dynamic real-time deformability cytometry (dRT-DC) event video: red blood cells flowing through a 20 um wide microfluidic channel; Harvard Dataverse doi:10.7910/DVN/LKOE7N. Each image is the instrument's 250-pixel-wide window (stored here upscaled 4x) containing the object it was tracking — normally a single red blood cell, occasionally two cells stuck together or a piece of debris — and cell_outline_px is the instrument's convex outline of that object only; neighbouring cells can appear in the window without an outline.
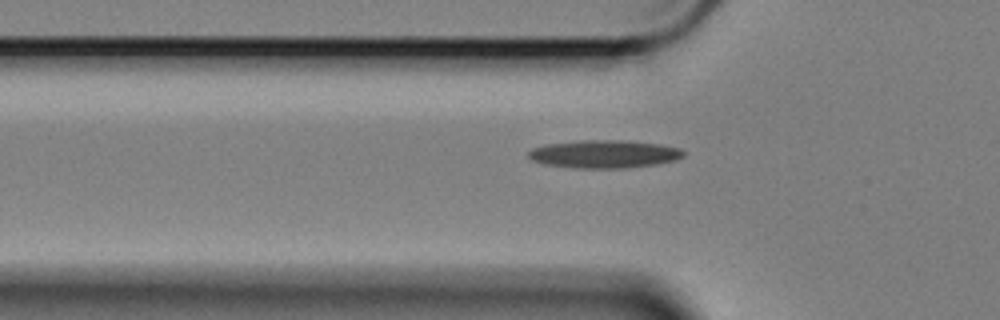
{"species": "Egyptian fruit bat (a non-hibernating species)", "species_latin": "Rousettus aegyptiacus", "temperature_condition": "cold", "stored_images_in_passage": 42, "camera_frame_rate_fps": 3000, "um_per_image_px": 0.085, "animal": {"sex": "female"}, "frame": {"image": 1, "passage_image": 2, "time_ms": 0.333, "image_size_px": [1000, 320], "cell_outline_px": [[684, 156], [676, 160], [656, 164], [624, 168], [572, 168], [544, 164], [532, 160], [528, 156], [528, 152], [532, 148], [544, 144], [584, 140], [620, 140], [660, 144], [680, 148], [684, 152]], "centroid_in_image_um": [51.34, 13.09], "position_along_channel_um": 74.5, "area_um2": 25.32}}
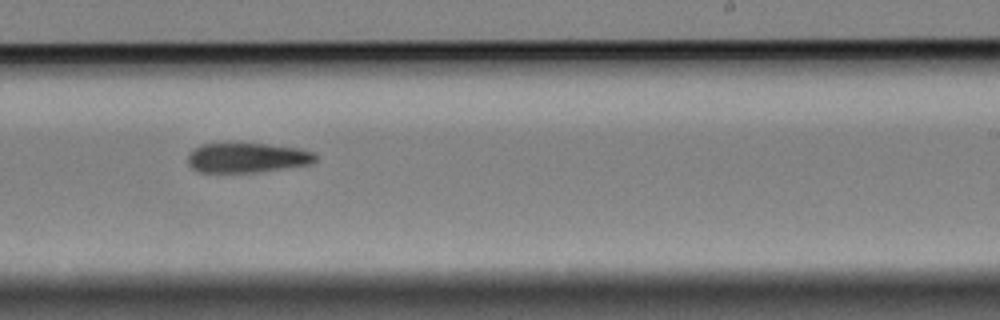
{"frame": {"image": 2, "passage_image": 19, "time_ms": 6.0, "image_size_px": [1000, 320], "cell_outline_px": [[316, 160], [312, 164], [256, 172], [200, 172], [192, 168], [188, 164], [188, 156], [192, 148], [200, 144], [264, 144], [296, 148], [312, 152], [316, 156]], "centroid_in_image_um": [20.97, 13.41], "position_along_channel_um": 268.0, "area_um2": 21.91}}
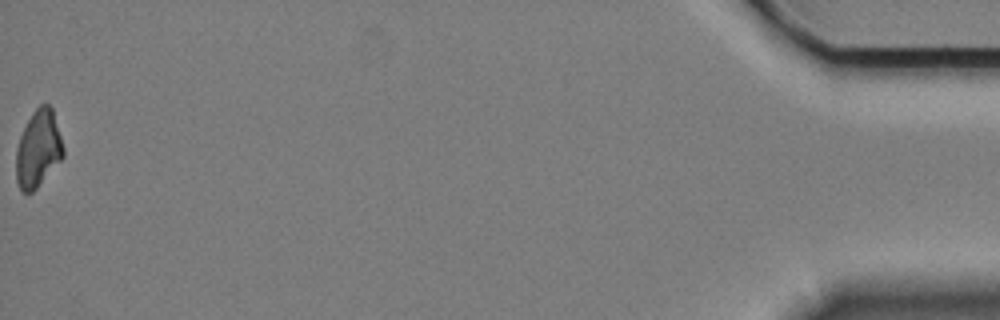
{"frame": {"image": 3, "passage_image": 42, "time_ms": 13.667, "image_size_px": [1000, 320], "cell_outline_px": [[64, 156], [36, 188], [32, 192], [24, 192], [20, 188], [16, 180], [16, 148], [20, 136], [32, 112], [40, 104], [48, 104], [52, 108], [64, 148]], "centroid_in_image_um": [3.24, 12.64], "position_along_channel_um": 432.0, "area_um2": 20.92}}